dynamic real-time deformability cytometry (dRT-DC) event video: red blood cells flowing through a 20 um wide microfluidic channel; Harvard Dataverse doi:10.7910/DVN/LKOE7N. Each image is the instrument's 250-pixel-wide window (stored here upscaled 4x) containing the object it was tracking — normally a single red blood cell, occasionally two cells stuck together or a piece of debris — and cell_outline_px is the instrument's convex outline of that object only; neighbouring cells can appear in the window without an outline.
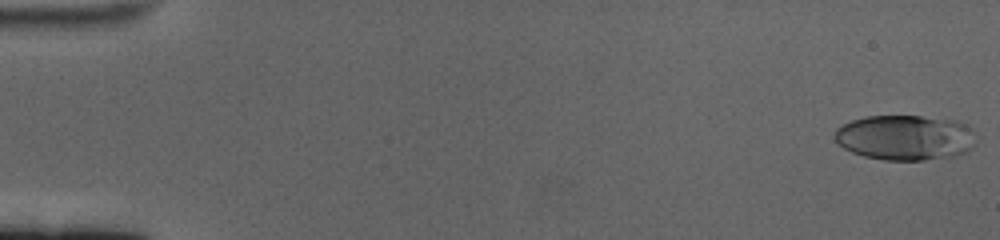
{"species": "human", "species_latin": "Homo sapiens", "temperature_condition": "cold", "stored_images_in_passage": 60, "camera_frame_rate_fps": 3000, "um_per_image_px": 0.085, "donor": {"sex": "female"}, "frame": {"image": 1, "passage_image": 1, "time_ms": 0.0, "image_size_px": [1000, 240], "cell_outline_px": [[976, 144], [968, 152], [956, 156], [924, 160], [884, 160], [864, 156], [852, 152], [844, 148], [832, 136], [836, 128], [840, 124], [852, 120], [868, 116], [920, 116], [956, 120], [968, 124], [976, 132]], "centroid_in_image_um": [76.99, 11.69], "position_along_channel_um": 8.0, "area_um2": 37.92}}
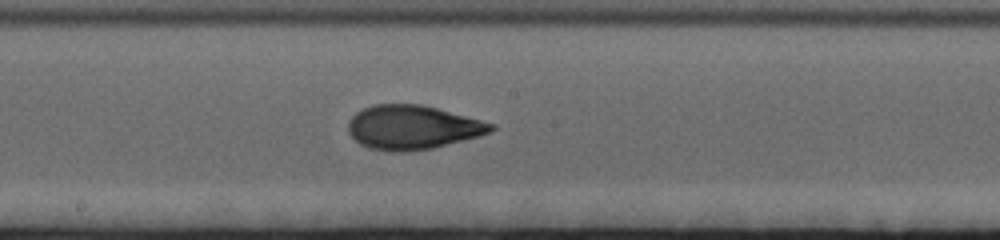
{"frame": {"image": 2, "passage_image": 33, "time_ms": 10.667, "image_size_px": [1000, 240], "cell_outline_px": [[496, 128], [492, 132], [432, 148], [404, 152], [392, 152], [368, 148], [360, 144], [348, 132], [348, 120], [356, 112], [372, 104], [420, 104], [436, 108], [496, 124]], "centroid_in_image_um": [35.04, 10.82], "position_along_channel_um": 213.2, "area_um2": 36.59}}
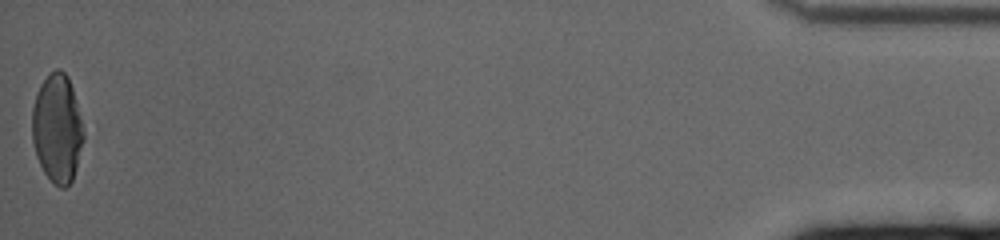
{"frame": {"image": 3, "passage_image": 60, "time_ms": 19.667, "image_size_px": [1000, 240], "cell_outline_px": [[84, 140], [76, 168], [72, 180], [64, 188], [60, 188], [44, 172], [36, 156], [32, 140], [32, 108], [36, 92], [40, 84], [56, 68], [60, 68], [68, 76], [72, 88], [84, 132]], "centroid_in_image_um": [4.85, 10.91], "position_along_channel_um": 430.3, "area_um2": 32.31}, "authors_computed_cell_mechanics": {"area_um2": 35.7204, "velocity_mm_per_s": 3.3973, "shape_relaxation_time_tau1_ms": 6.2732, "shape_relaxation_time_tau2_ms": 1.1426, "deformation_change_tau1": 0.218, "deformation_change_tau2": 0.0749}}